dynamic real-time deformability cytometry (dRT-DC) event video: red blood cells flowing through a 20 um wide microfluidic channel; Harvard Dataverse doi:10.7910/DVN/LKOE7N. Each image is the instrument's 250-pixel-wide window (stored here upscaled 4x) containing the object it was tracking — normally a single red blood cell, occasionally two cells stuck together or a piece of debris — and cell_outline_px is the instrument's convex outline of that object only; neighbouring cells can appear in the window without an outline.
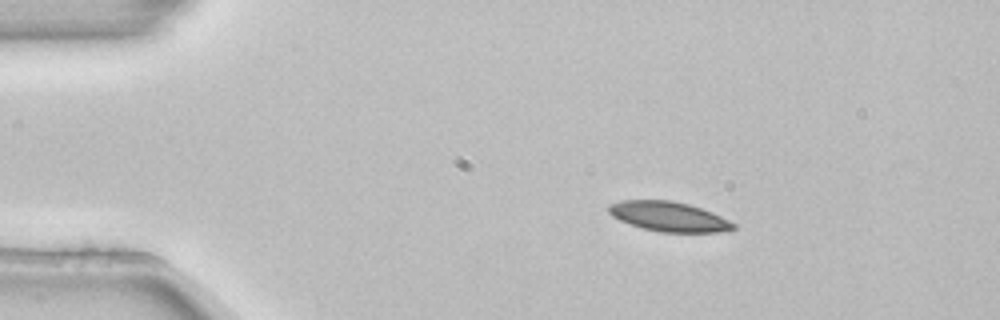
{"species": "common noctule bat (a hibernating species)", "species_latin": "Nyctalus noctula", "temperature_condition": "room temperature", "stored_images_in_passage": 4, "camera_frame_rate_fps": 3000, "um_per_image_px": 0.085, "animal": {"sex": "female", "body_mass_g": 22.7, "forearm_length_mm": 54.2}, "frame": {"image": 1, "passage_image": 2, "time_ms": 0.333, "image_size_px": [1000, 320], "cell_outline_px": [[736, 228], [716, 232], [660, 232], [644, 228], [620, 220], [612, 216], [608, 212], [608, 204], [620, 200], [672, 200], [688, 204], [712, 212], [736, 224]], "centroid_in_image_um": [56.82, 18.39], "position_along_channel_um": 28.2, "area_um2": 21.44}}
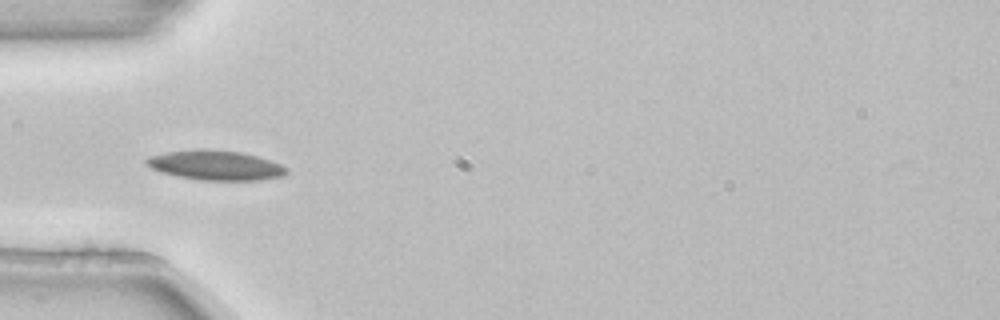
{"frame": {"image": 2, "passage_image": 3, "time_ms": 0.667, "image_size_px": [1000, 320], "cell_outline_px": [[288, 172], [284, 176], [260, 180], [200, 180], [160, 172], [144, 164], [144, 160], [148, 156], [164, 152], [196, 148], [240, 152], [256, 156], [280, 164], [288, 168]], "centroid_in_image_um": [18.28, 14.04], "position_along_channel_um": 66.7, "area_um2": 24.33}}